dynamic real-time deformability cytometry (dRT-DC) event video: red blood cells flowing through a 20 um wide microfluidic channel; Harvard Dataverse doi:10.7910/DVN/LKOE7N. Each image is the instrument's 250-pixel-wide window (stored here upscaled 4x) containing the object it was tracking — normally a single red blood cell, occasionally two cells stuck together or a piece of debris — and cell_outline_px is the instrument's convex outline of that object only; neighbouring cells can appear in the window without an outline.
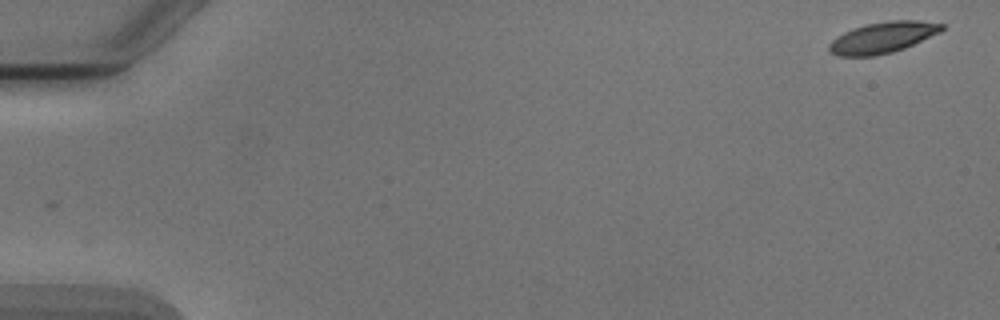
{"species": "Egyptian fruit bat (a non-hibernating species)", "species_latin": "Rousettus aegyptiacus", "temperature_condition": "cold", "stored_images_in_passage": 19, "camera_frame_rate_fps": 3000, "um_per_image_px": 0.085, "animal": {"sex": "male"}, "frame": {"image": 1, "passage_image": 1, "time_ms": 0.0, "image_size_px": [1000, 320], "cell_outline_px": [[944, 28], [940, 32], [904, 48], [892, 52], [872, 56], [840, 56], [828, 52], [828, 44], [836, 36], [852, 28], [868, 24], [888, 20], [920, 20], [944, 24]], "centroid_in_image_um": [75.0, 3.18], "position_along_channel_um": 10.0, "area_um2": 20.4}}
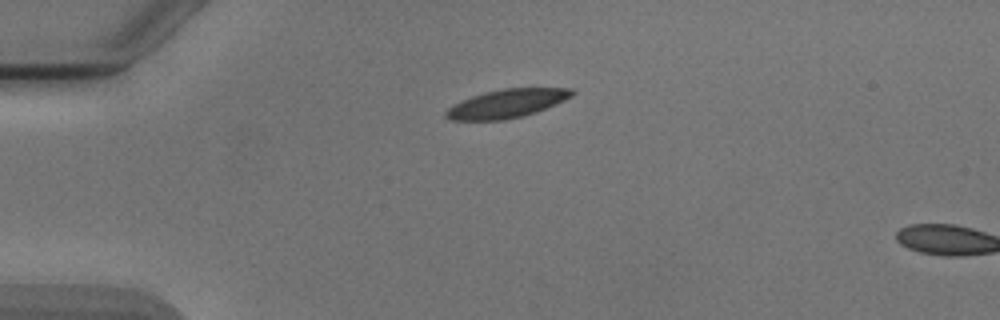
{"frame": {"image": 2, "passage_image": 13, "time_ms": 4.0, "image_size_px": [1000, 320], "cell_outline_px": [[576, 92], [572, 96], [564, 100], [536, 112], [524, 116], [504, 120], [452, 120], [444, 116], [444, 112], [452, 104], [460, 100], [484, 92], [504, 88], [572, 88]], "centroid_in_image_um": [43.05, 8.8], "position_along_channel_um": 41.9, "area_um2": 21.04}}
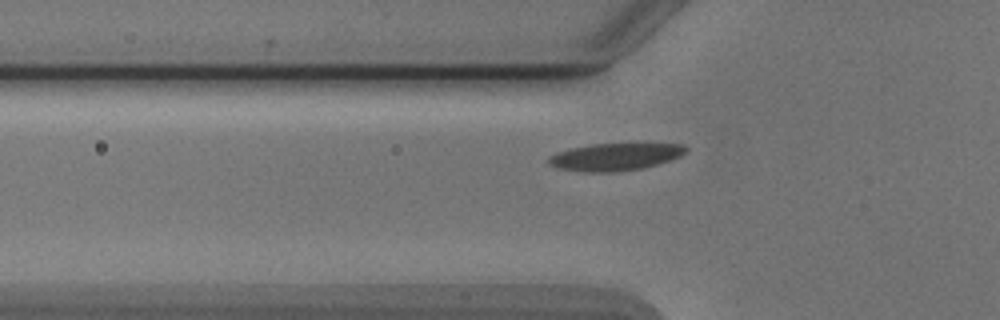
{"frame": {"image": 3, "passage_image": 18, "time_ms": 5.667, "image_size_px": [1000, 320], "cell_outline_px": [[688, 148], [680, 156], [644, 168], [612, 172], [584, 172], [556, 168], [548, 164], [548, 156], [556, 152], [572, 148], [592, 144], [684, 144]], "centroid_in_image_um": [52.22, 13.34], "position_along_channel_um": 73.6, "area_um2": 21.73}}